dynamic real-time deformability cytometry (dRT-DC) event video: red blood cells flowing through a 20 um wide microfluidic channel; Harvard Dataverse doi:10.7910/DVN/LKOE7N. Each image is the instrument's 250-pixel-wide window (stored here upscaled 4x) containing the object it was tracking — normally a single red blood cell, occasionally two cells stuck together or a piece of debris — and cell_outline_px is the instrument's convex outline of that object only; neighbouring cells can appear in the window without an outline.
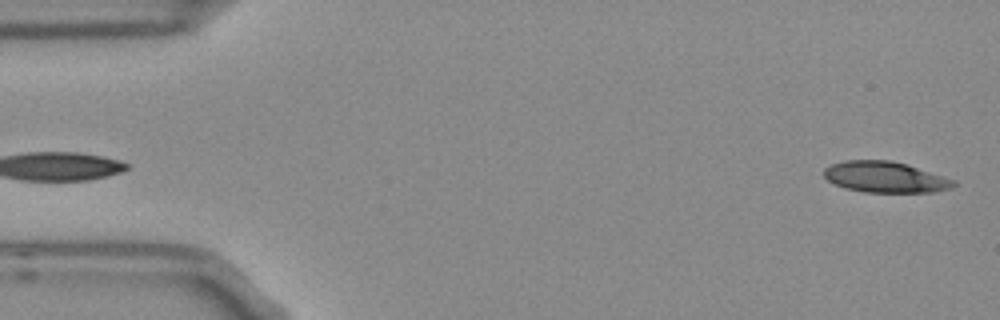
{"species": "Egyptian fruit bat (a non-hibernating species)", "species_latin": "Rousettus aegyptiacus", "temperature_condition": "room temperature", "stored_images_in_passage": 52, "camera_frame_rate_fps": 3000, "um_per_image_px": 0.085, "frame": {"image": 1, "passage_image": 1, "time_ms": 0.0, "image_size_px": [1000, 320], "cell_outline_px": [[956, 184], [952, 188], [932, 192], [864, 192], [844, 188], [828, 180], [824, 176], [824, 168], [832, 164], [844, 160], [892, 160], [908, 164], [956, 180]], "centroid_in_image_um": [75.26, 15.04], "position_along_channel_um": 9.7, "area_um2": 23.52}}
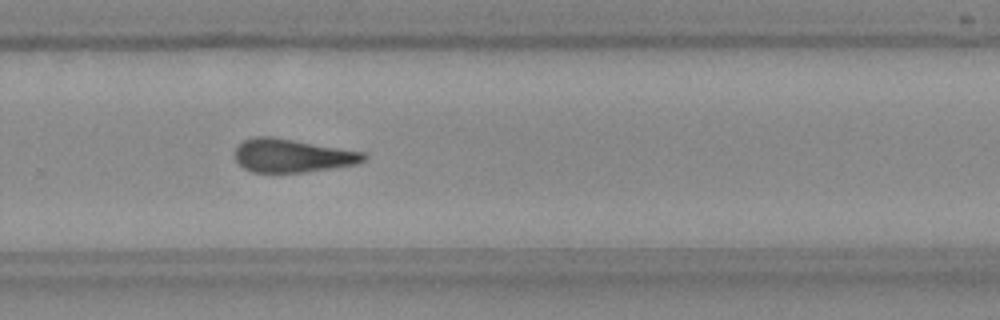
{"frame": {"image": 2, "passage_image": 34, "time_ms": 11.0, "image_size_px": [1000, 320], "cell_outline_px": [[368, 160], [356, 164], [304, 172], [252, 172], [244, 168], [236, 160], [236, 148], [244, 140], [252, 136], [272, 136], [364, 152], [368, 156]], "centroid_in_image_um": [24.86, 13.22], "position_along_channel_um": 304.9, "area_um2": 24.97}}
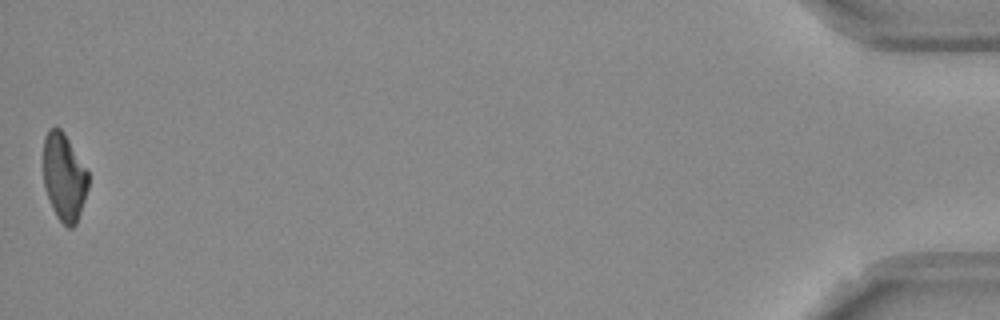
{"frame": {"image": 3, "passage_image": 52, "time_ms": 17.0, "image_size_px": [1000, 320], "cell_outline_px": [[88, 188], [76, 224], [72, 228], [68, 228], [56, 216], [52, 208], [44, 188], [44, 136], [48, 128], [56, 124], [64, 132], [88, 172]], "centroid_in_image_um": [5.43, 15.02], "position_along_channel_um": 429.8, "area_um2": 22.95}, "authors_computed_cell_mechanics": {"area_um2": 24.9696, "velocity_mm_per_s": 3.7774, "shape_relaxation_time_tau1_ms": null, "shape_relaxation_time_tau2_ms": 4.3642, "deformation_change_tau1": null, "deformation_change_tau2": 0.1824}}